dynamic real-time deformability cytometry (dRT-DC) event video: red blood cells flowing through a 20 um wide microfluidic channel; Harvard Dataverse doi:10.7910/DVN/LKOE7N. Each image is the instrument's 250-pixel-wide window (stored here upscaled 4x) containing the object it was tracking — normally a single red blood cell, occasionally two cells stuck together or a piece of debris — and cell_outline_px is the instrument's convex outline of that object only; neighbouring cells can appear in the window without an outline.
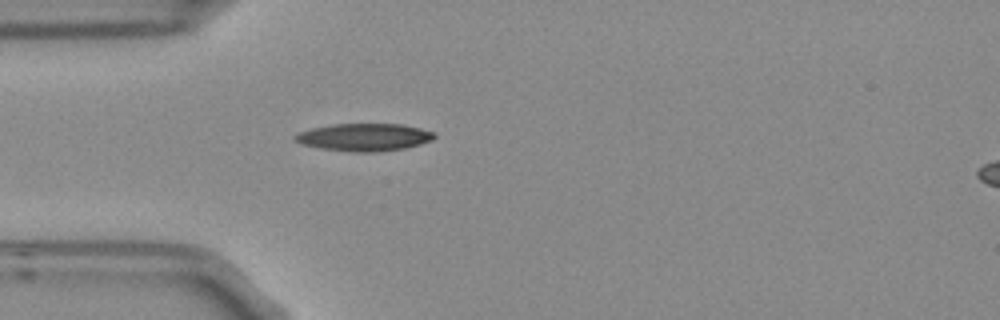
{"species": "Egyptian fruit bat (a non-hibernating species)", "species_latin": "Rousettus aegyptiacus", "temperature_condition": "room temperature", "stored_images_in_passage": 1, "camera_frame_rate_fps": 3000, "um_per_image_px": 0.085, "frame": {"image": 1, "passage_image": 1, "time_ms": 0.0, "image_size_px": [1000, 320], "cell_outline_px": [[436, 136], [432, 140], [420, 144], [404, 148], [376, 152], [352, 152], [324, 148], [304, 144], [296, 140], [292, 136], [300, 132], [312, 128], [332, 124], [404, 124], [436, 132]], "centroid_in_image_um": [31.02, 11.65], "position_along_channel_um": 54.0, "area_um2": 22.2}}